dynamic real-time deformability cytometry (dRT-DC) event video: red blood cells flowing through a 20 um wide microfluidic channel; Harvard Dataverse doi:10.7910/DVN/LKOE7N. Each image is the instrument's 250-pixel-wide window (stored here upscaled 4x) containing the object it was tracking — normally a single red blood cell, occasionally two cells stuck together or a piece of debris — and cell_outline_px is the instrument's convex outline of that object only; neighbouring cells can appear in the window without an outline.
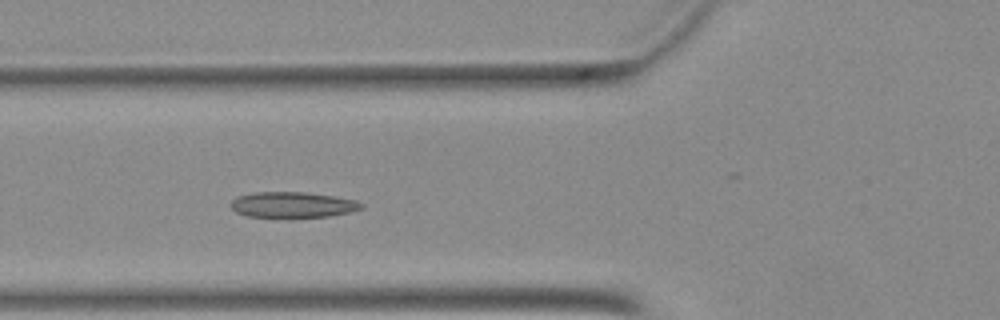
{"species": "Egyptian fruit bat (a non-hibernating species)", "species_latin": "Rousettus aegyptiacus", "temperature_condition": "warm", "stored_images_in_passage": 36, "camera_frame_rate_fps": 3000, "um_per_image_px": 0.085, "animal": {"sex": "female"}, "frame": {"image": 1, "passage_image": 3, "time_ms": 0.667, "image_size_px": [1000, 320], "cell_outline_px": [[364, 208], [352, 212], [328, 216], [248, 216], [236, 212], [232, 208], [232, 200], [236, 196], [252, 192], [304, 192], [336, 196], [356, 200], [364, 204]], "centroid_in_image_um": [24.92, 17.38], "position_along_channel_um": 100.9, "area_um2": 19.36}}
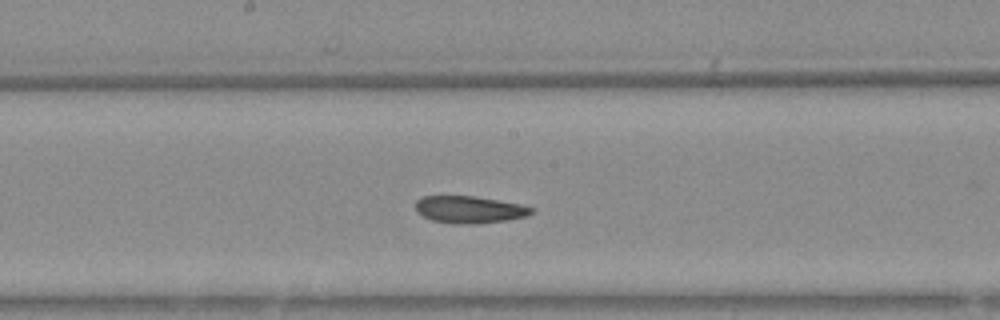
{"frame": {"image": 2, "passage_image": 11, "time_ms": 3.333, "image_size_px": [1000, 320], "cell_outline_px": [[536, 208], [532, 212], [524, 216], [504, 220], [476, 224], [468, 224], [432, 220], [416, 212], [416, 200], [420, 196], [472, 196], [524, 204]], "centroid_in_image_um": [39.9, 17.79], "position_along_channel_um": 208.3, "area_um2": 18.15}}
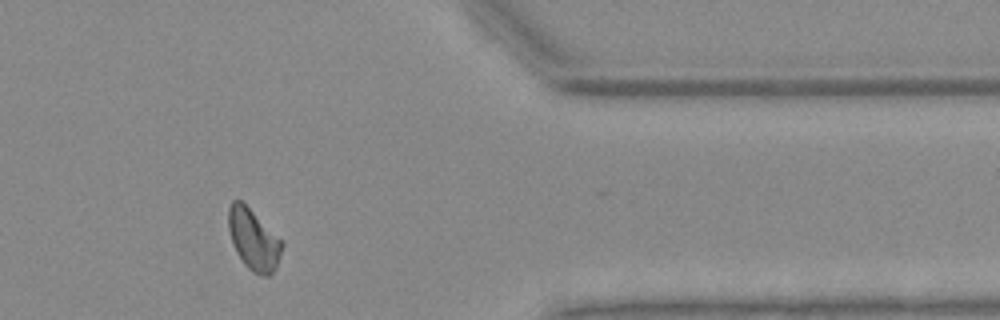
{"frame": {"image": 3, "passage_image": 26, "time_ms": 8.333, "image_size_px": [1000, 320], "cell_outline_px": [[284, 244], [276, 268], [272, 276], [264, 276], [252, 272], [244, 264], [236, 252], [232, 244], [228, 228], [228, 208], [232, 200], [240, 200]], "centroid_in_image_um": [21.52, 20.41], "position_along_channel_um": 389.9, "area_um2": 18.73}}